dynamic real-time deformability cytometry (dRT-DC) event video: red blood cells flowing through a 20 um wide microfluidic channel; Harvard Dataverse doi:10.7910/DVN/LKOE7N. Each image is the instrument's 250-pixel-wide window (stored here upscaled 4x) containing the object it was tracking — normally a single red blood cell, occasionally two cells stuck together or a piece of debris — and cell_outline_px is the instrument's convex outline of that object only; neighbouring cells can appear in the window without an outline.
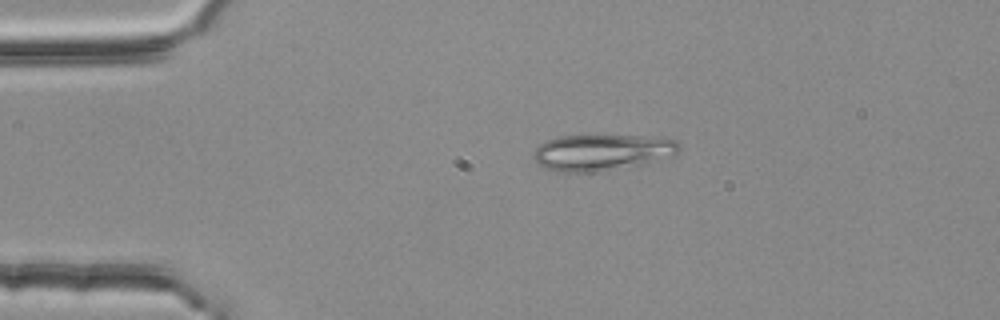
{"species": "common noctule bat (a hibernating species)", "species_latin": "Nyctalus noctula", "temperature_condition": "room temperature", "stored_images_in_passage": 44, "camera_frame_rate_fps": 3000, "um_per_image_px": 0.085, "animal": {"sex": "female", "body_mass_g": 25.1}, "frame": {"image": 1, "passage_image": 1, "time_ms": 0.0, "image_size_px": [1000, 320], "cell_outline_px": [[680, 152], [676, 156], [648, 164], [596, 172], [560, 172], [544, 168], [532, 156], [532, 152], [540, 144], [548, 140], [560, 136], [632, 136], [676, 140], [680, 144]], "centroid_in_image_um": [51.21, 12.98], "position_along_channel_um": 33.8, "area_um2": 30.92}}
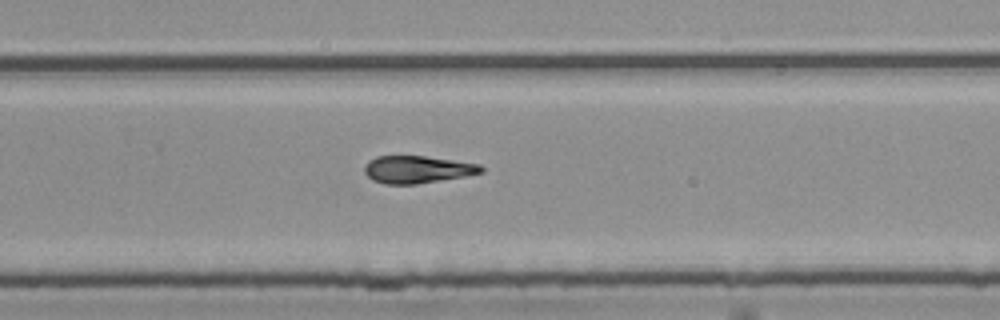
{"frame": {"image": 2, "passage_image": 25, "time_ms": 8.0, "image_size_px": [1000, 320], "cell_outline_px": [[484, 172], [464, 176], [416, 184], [384, 184], [372, 180], [364, 172], [364, 168], [368, 160], [376, 156], [424, 156], [480, 164], [484, 168]], "centroid_in_image_um": [35.45, 14.4], "position_along_channel_um": 294.4, "area_um2": 18.55}}
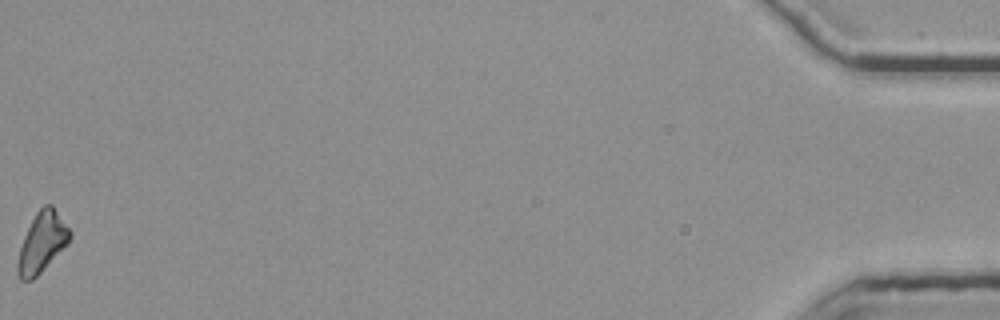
{"frame": {"image": 3, "passage_image": 44, "time_ms": 14.333, "image_size_px": [1000, 320], "cell_outline_px": [[72, 236], [68, 244], [32, 280], [20, 280], [16, 272], [16, 264], [20, 248], [24, 236], [36, 212], [44, 204], [52, 204], [72, 232]], "centroid_in_image_um": [3.58, 20.59], "position_along_channel_um": 431.6, "area_um2": 18.21}, "authors_computed_cell_mechanics": {"area_um2": 18.785, "velocity_mm_per_s": 3.7888, "shape_relaxation_time_tau1_ms": 7.1768, "shape_relaxation_time_tau2_ms": 9.1364, "deformation_change_tau1": 0.1848, "deformation_change_tau2": 0.1945}}